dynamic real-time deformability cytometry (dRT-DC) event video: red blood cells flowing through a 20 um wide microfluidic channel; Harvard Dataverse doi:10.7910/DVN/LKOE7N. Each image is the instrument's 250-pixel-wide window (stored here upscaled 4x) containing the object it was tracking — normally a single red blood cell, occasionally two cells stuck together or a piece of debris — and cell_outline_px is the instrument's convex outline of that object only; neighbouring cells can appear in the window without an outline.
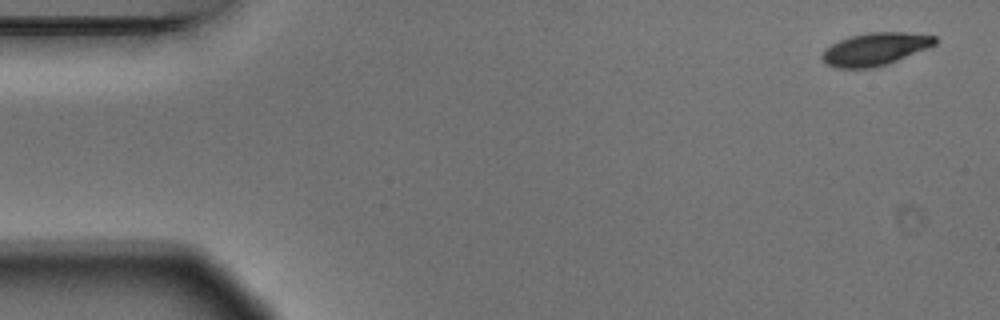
{"species": "Egyptian fruit bat (a non-hibernating species)", "species_latin": "Rousettus aegyptiacus", "temperature_condition": "warm", "stored_images_in_passage": 5, "camera_frame_rate_fps": 3000, "um_per_image_px": 0.085, "animal": {"sex": "male"}, "frame": {"image": 1, "passage_image": 1, "time_ms": 0.0, "image_size_px": [1000, 320], "cell_outline_px": [[936, 44], [928, 48], [888, 64], [872, 68], [836, 68], [828, 64], [820, 56], [832, 44], [840, 40], [852, 36], [868, 32], [904, 32], [936, 36]], "centroid_in_image_um": [74.42, 4.17], "position_along_channel_um": 10.6, "area_um2": 21.27}}
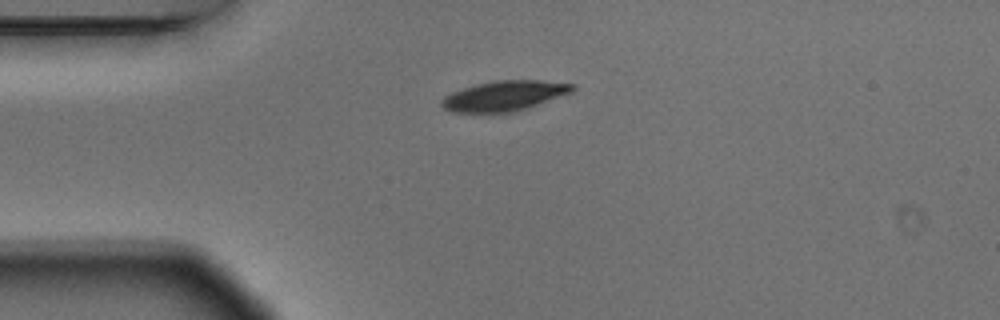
{"frame": {"image": 2, "passage_image": 4, "time_ms": 1.0, "image_size_px": [1000, 320], "cell_outline_px": [[576, 88], [572, 92], [512, 112], [452, 112], [444, 108], [440, 104], [440, 100], [444, 96], [452, 92], [476, 84], [496, 80], [540, 80], [576, 84]], "centroid_in_image_um": [42.85, 8.13], "position_along_channel_um": 42.2, "area_um2": 22.66}}